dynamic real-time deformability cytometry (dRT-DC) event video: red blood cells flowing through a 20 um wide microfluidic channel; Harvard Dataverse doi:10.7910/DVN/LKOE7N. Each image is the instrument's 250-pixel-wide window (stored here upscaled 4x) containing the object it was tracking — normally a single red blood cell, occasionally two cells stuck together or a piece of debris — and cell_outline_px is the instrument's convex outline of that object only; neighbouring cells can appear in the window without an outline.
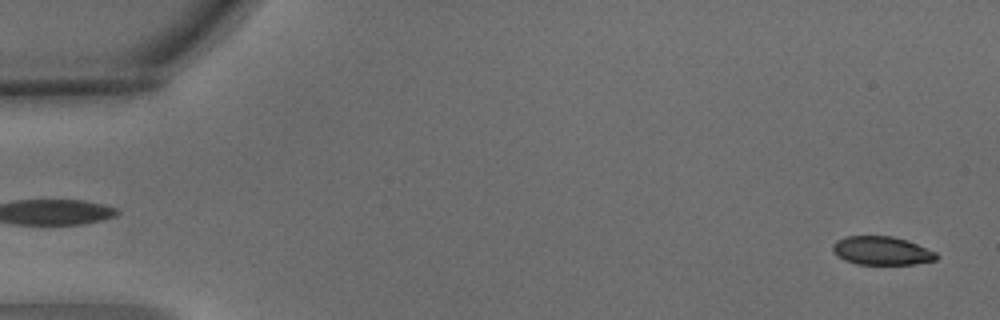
{"species": "common noctule bat (a hibernating species)", "species_latin": "Nyctalus noctula", "temperature_condition": "warm", "stored_images_in_passage": 6, "camera_frame_rate_fps": 3000, "um_per_image_px": 0.085, "animal": {"sex": "male", "body_mass_g": 15.6}, "frame": {"image": 1, "passage_image": 6, "time_ms": 1.667, "image_size_px": [1000, 320], "cell_outline_px": [[940, 256], [936, 260], [916, 264], [856, 264], [844, 260], [836, 256], [832, 252], [832, 244], [836, 240], [844, 236], [892, 236], [908, 240], [936, 252]], "centroid_in_image_um": [74.93, 21.31], "position_along_channel_um": 10.1, "area_um2": 17.51}}